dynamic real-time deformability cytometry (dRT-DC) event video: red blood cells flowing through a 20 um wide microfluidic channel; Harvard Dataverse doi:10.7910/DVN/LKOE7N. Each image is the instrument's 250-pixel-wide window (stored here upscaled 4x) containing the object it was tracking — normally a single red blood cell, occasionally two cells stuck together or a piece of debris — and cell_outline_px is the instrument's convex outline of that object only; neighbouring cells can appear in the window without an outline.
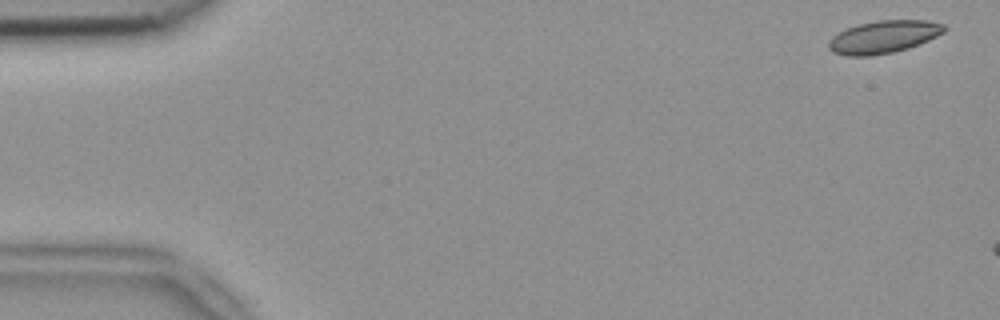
{"species": "common noctule bat (a hibernating species)", "species_latin": "Nyctalus noctula", "temperature_condition": "room temperature", "stored_images_in_passage": 10, "camera_frame_rate_fps": 3000, "um_per_image_px": 0.085, "animal": {"sex": "female", "body_mass_g": 18.4}, "frame": {"image": 1, "passage_image": 2, "time_ms": 0.333, "image_size_px": [1000, 320], "cell_outline_px": [[948, 28], [944, 32], [928, 40], [908, 48], [892, 52], [872, 56], [848, 56], [832, 52], [828, 48], [828, 40], [832, 36], [856, 24], [876, 20], [928, 20], [944, 24]], "centroid_in_image_um": [75.1, 3.13], "position_along_channel_um": 9.9, "area_um2": 22.08}}